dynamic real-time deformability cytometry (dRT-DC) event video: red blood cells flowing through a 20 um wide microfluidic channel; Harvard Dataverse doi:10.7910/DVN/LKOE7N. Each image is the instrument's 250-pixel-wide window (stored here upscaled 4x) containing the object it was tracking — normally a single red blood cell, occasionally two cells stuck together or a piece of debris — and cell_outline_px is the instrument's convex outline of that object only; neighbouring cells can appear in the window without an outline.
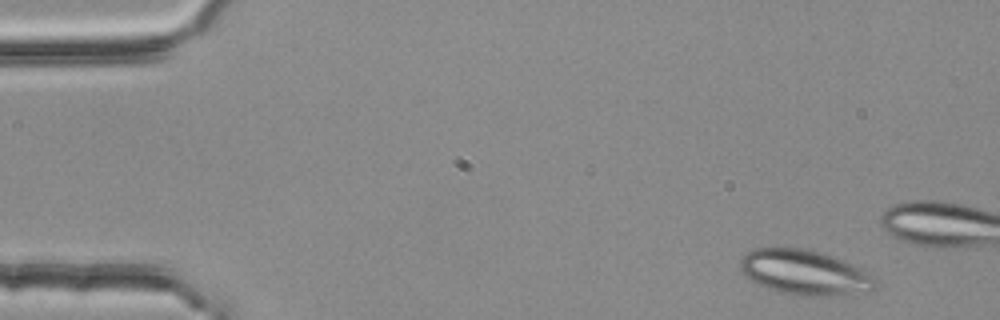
{"species": "common noctule bat (a hibernating species)", "species_latin": "Nyctalus noctula", "temperature_condition": "room temperature", "stored_images_in_passage": 3, "segment_of_instrument_passage": [2, 2], "camera_frame_rate_fps": 3000, "um_per_image_px": 0.085, "animal": {"sex": "female", "body_mass_g": 25.1}, "frame": {"image": 1, "passage_image": 3, "time_ms": 0.667, "image_size_px": [1000, 320], "cell_outline_px": [[876, 284], [872, 292], [824, 296], [808, 296], [780, 292], [768, 288], [744, 276], [740, 272], [740, 260], [748, 252], [756, 248], [804, 248], [820, 252], [844, 260], [876, 276]], "centroid_in_image_um": [68.44, 23.16], "position_along_channel_um": 16.6, "area_um2": 35.43}}